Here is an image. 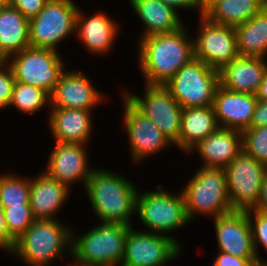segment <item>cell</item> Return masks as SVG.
<instances>
[{
	"instance_id": "cell-42",
	"label": "cell",
	"mask_w": 267,
	"mask_h": 266,
	"mask_svg": "<svg viewBox=\"0 0 267 266\" xmlns=\"http://www.w3.org/2000/svg\"><path fill=\"white\" fill-rule=\"evenodd\" d=\"M216 0H195L199 12L197 14H202L210 5H212Z\"/></svg>"
},
{
	"instance_id": "cell-40",
	"label": "cell",
	"mask_w": 267,
	"mask_h": 266,
	"mask_svg": "<svg viewBox=\"0 0 267 266\" xmlns=\"http://www.w3.org/2000/svg\"><path fill=\"white\" fill-rule=\"evenodd\" d=\"M253 210L267 213V171L264 176V180L261 187L259 201Z\"/></svg>"
},
{
	"instance_id": "cell-33",
	"label": "cell",
	"mask_w": 267,
	"mask_h": 266,
	"mask_svg": "<svg viewBox=\"0 0 267 266\" xmlns=\"http://www.w3.org/2000/svg\"><path fill=\"white\" fill-rule=\"evenodd\" d=\"M251 230L253 245L257 256V261L267 262L260 255L258 248L262 246L267 251V213L256 211L253 209L247 210Z\"/></svg>"
},
{
	"instance_id": "cell-46",
	"label": "cell",
	"mask_w": 267,
	"mask_h": 266,
	"mask_svg": "<svg viewBox=\"0 0 267 266\" xmlns=\"http://www.w3.org/2000/svg\"><path fill=\"white\" fill-rule=\"evenodd\" d=\"M5 62H6V60L0 54V66L3 65Z\"/></svg>"
},
{
	"instance_id": "cell-6",
	"label": "cell",
	"mask_w": 267,
	"mask_h": 266,
	"mask_svg": "<svg viewBox=\"0 0 267 266\" xmlns=\"http://www.w3.org/2000/svg\"><path fill=\"white\" fill-rule=\"evenodd\" d=\"M136 213L140 223L146 227L145 232L171 236L169 233H175L190 223L182 191L170 193L160 183L157 190L138 191Z\"/></svg>"
},
{
	"instance_id": "cell-15",
	"label": "cell",
	"mask_w": 267,
	"mask_h": 266,
	"mask_svg": "<svg viewBox=\"0 0 267 266\" xmlns=\"http://www.w3.org/2000/svg\"><path fill=\"white\" fill-rule=\"evenodd\" d=\"M87 145L55 142L50 150L47 166L44 169L50 176L71 189L81 181L83 189L92 174Z\"/></svg>"
},
{
	"instance_id": "cell-5",
	"label": "cell",
	"mask_w": 267,
	"mask_h": 266,
	"mask_svg": "<svg viewBox=\"0 0 267 266\" xmlns=\"http://www.w3.org/2000/svg\"><path fill=\"white\" fill-rule=\"evenodd\" d=\"M185 183L181 191L190 222L198 216L214 219L233 211L224 168L200 166Z\"/></svg>"
},
{
	"instance_id": "cell-30",
	"label": "cell",
	"mask_w": 267,
	"mask_h": 266,
	"mask_svg": "<svg viewBox=\"0 0 267 266\" xmlns=\"http://www.w3.org/2000/svg\"><path fill=\"white\" fill-rule=\"evenodd\" d=\"M16 173H0V204L30 206V177Z\"/></svg>"
},
{
	"instance_id": "cell-11",
	"label": "cell",
	"mask_w": 267,
	"mask_h": 266,
	"mask_svg": "<svg viewBox=\"0 0 267 266\" xmlns=\"http://www.w3.org/2000/svg\"><path fill=\"white\" fill-rule=\"evenodd\" d=\"M144 85L142 97L125 89L121 93L179 148L182 106L163 85Z\"/></svg>"
},
{
	"instance_id": "cell-13",
	"label": "cell",
	"mask_w": 267,
	"mask_h": 266,
	"mask_svg": "<svg viewBox=\"0 0 267 266\" xmlns=\"http://www.w3.org/2000/svg\"><path fill=\"white\" fill-rule=\"evenodd\" d=\"M123 118L122 128L126 131L130 146L132 162L141 164L149 157L164 151L174 145L161 132L158 126L141 113L122 93H121Z\"/></svg>"
},
{
	"instance_id": "cell-10",
	"label": "cell",
	"mask_w": 267,
	"mask_h": 266,
	"mask_svg": "<svg viewBox=\"0 0 267 266\" xmlns=\"http://www.w3.org/2000/svg\"><path fill=\"white\" fill-rule=\"evenodd\" d=\"M133 227L126 236L124 257L120 266H167L184 253L173 233L168 236L136 230Z\"/></svg>"
},
{
	"instance_id": "cell-31",
	"label": "cell",
	"mask_w": 267,
	"mask_h": 266,
	"mask_svg": "<svg viewBox=\"0 0 267 266\" xmlns=\"http://www.w3.org/2000/svg\"><path fill=\"white\" fill-rule=\"evenodd\" d=\"M242 148L267 167V126L250 127L242 132Z\"/></svg>"
},
{
	"instance_id": "cell-32",
	"label": "cell",
	"mask_w": 267,
	"mask_h": 266,
	"mask_svg": "<svg viewBox=\"0 0 267 266\" xmlns=\"http://www.w3.org/2000/svg\"><path fill=\"white\" fill-rule=\"evenodd\" d=\"M9 235L16 241L34 222L30 206H2Z\"/></svg>"
},
{
	"instance_id": "cell-14",
	"label": "cell",
	"mask_w": 267,
	"mask_h": 266,
	"mask_svg": "<svg viewBox=\"0 0 267 266\" xmlns=\"http://www.w3.org/2000/svg\"><path fill=\"white\" fill-rule=\"evenodd\" d=\"M198 20V34L193 35L194 57L220 71L238 56L235 29L214 23L202 14Z\"/></svg>"
},
{
	"instance_id": "cell-3",
	"label": "cell",
	"mask_w": 267,
	"mask_h": 266,
	"mask_svg": "<svg viewBox=\"0 0 267 266\" xmlns=\"http://www.w3.org/2000/svg\"><path fill=\"white\" fill-rule=\"evenodd\" d=\"M70 226L60 219L34 220L9 255L26 266H51L57 259L71 256Z\"/></svg>"
},
{
	"instance_id": "cell-27",
	"label": "cell",
	"mask_w": 267,
	"mask_h": 266,
	"mask_svg": "<svg viewBox=\"0 0 267 266\" xmlns=\"http://www.w3.org/2000/svg\"><path fill=\"white\" fill-rule=\"evenodd\" d=\"M234 29L238 55L267 59V5Z\"/></svg>"
},
{
	"instance_id": "cell-24",
	"label": "cell",
	"mask_w": 267,
	"mask_h": 266,
	"mask_svg": "<svg viewBox=\"0 0 267 266\" xmlns=\"http://www.w3.org/2000/svg\"><path fill=\"white\" fill-rule=\"evenodd\" d=\"M132 10L143 23L139 39L145 36L169 33L183 27L180 13L160 0H128Z\"/></svg>"
},
{
	"instance_id": "cell-12",
	"label": "cell",
	"mask_w": 267,
	"mask_h": 266,
	"mask_svg": "<svg viewBox=\"0 0 267 266\" xmlns=\"http://www.w3.org/2000/svg\"><path fill=\"white\" fill-rule=\"evenodd\" d=\"M224 171L232 209H253L259 201L267 167L242 150Z\"/></svg>"
},
{
	"instance_id": "cell-38",
	"label": "cell",
	"mask_w": 267,
	"mask_h": 266,
	"mask_svg": "<svg viewBox=\"0 0 267 266\" xmlns=\"http://www.w3.org/2000/svg\"><path fill=\"white\" fill-rule=\"evenodd\" d=\"M267 126V101L258 100L250 127H263Z\"/></svg>"
},
{
	"instance_id": "cell-9",
	"label": "cell",
	"mask_w": 267,
	"mask_h": 266,
	"mask_svg": "<svg viewBox=\"0 0 267 266\" xmlns=\"http://www.w3.org/2000/svg\"><path fill=\"white\" fill-rule=\"evenodd\" d=\"M59 52L43 48H26L9 57L14 79L26 85L37 86L52 93L65 64Z\"/></svg>"
},
{
	"instance_id": "cell-34",
	"label": "cell",
	"mask_w": 267,
	"mask_h": 266,
	"mask_svg": "<svg viewBox=\"0 0 267 266\" xmlns=\"http://www.w3.org/2000/svg\"><path fill=\"white\" fill-rule=\"evenodd\" d=\"M15 82L13 71L5 62L0 66V110L9 108Z\"/></svg>"
},
{
	"instance_id": "cell-39",
	"label": "cell",
	"mask_w": 267,
	"mask_h": 266,
	"mask_svg": "<svg viewBox=\"0 0 267 266\" xmlns=\"http://www.w3.org/2000/svg\"><path fill=\"white\" fill-rule=\"evenodd\" d=\"M167 6H170L171 8L175 9L177 12L178 10H194L199 11L197 8V5L195 3V0H160Z\"/></svg>"
},
{
	"instance_id": "cell-29",
	"label": "cell",
	"mask_w": 267,
	"mask_h": 266,
	"mask_svg": "<svg viewBox=\"0 0 267 266\" xmlns=\"http://www.w3.org/2000/svg\"><path fill=\"white\" fill-rule=\"evenodd\" d=\"M11 106L21 114H35L44 107L50 109V94L40 87L15 82L9 108Z\"/></svg>"
},
{
	"instance_id": "cell-18",
	"label": "cell",
	"mask_w": 267,
	"mask_h": 266,
	"mask_svg": "<svg viewBox=\"0 0 267 266\" xmlns=\"http://www.w3.org/2000/svg\"><path fill=\"white\" fill-rule=\"evenodd\" d=\"M80 8L76 18V35L90 55L103 56L109 54L114 47L115 40L121 33L120 23L110 18L104 11H96L91 14H85Z\"/></svg>"
},
{
	"instance_id": "cell-28",
	"label": "cell",
	"mask_w": 267,
	"mask_h": 266,
	"mask_svg": "<svg viewBox=\"0 0 267 266\" xmlns=\"http://www.w3.org/2000/svg\"><path fill=\"white\" fill-rule=\"evenodd\" d=\"M267 5V0H216L202 15L208 20L236 27L250 20Z\"/></svg>"
},
{
	"instance_id": "cell-19",
	"label": "cell",
	"mask_w": 267,
	"mask_h": 266,
	"mask_svg": "<svg viewBox=\"0 0 267 266\" xmlns=\"http://www.w3.org/2000/svg\"><path fill=\"white\" fill-rule=\"evenodd\" d=\"M257 101L254 94L233 92L219 85L212 105L219 127L240 132L250 128Z\"/></svg>"
},
{
	"instance_id": "cell-25",
	"label": "cell",
	"mask_w": 267,
	"mask_h": 266,
	"mask_svg": "<svg viewBox=\"0 0 267 266\" xmlns=\"http://www.w3.org/2000/svg\"><path fill=\"white\" fill-rule=\"evenodd\" d=\"M219 128L213 106L182 108L179 150L187 155Z\"/></svg>"
},
{
	"instance_id": "cell-37",
	"label": "cell",
	"mask_w": 267,
	"mask_h": 266,
	"mask_svg": "<svg viewBox=\"0 0 267 266\" xmlns=\"http://www.w3.org/2000/svg\"><path fill=\"white\" fill-rule=\"evenodd\" d=\"M16 241L9 235L5 223L4 209L0 204V250L8 255L14 250Z\"/></svg>"
},
{
	"instance_id": "cell-1",
	"label": "cell",
	"mask_w": 267,
	"mask_h": 266,
	"mask_svg": "<svg viewBox=\"0 0 267 266\" xmlns=\"http://www.w3.org/2000/svg\"><path fill=\"white\" fill-rule=\"evenodd\" d=\"M186 26L138 41V67L146 85H164L194 58L193 36Z\"/></svg>"
},
{
	"instance_id": "cell-22",
	"label": "cell",
	"mask_w": 267,
	"mask_h": 266,
	"mask_svg": "<svg viewBox=\"0 0 267 266\" xmlns=\"http://www.w3.org/2000/svg\"><path fill=\"white\" fill-rule=\"evenodd\" d=\"M266 60L238 55L219 71L220 86L233 92L256 95L267 71Z\"/></svg>"
},
{
	"instance_id": "cell-7",
	"label": "cell",
	"mask_w": 267,
	"mask_h": 266,
	"mask_svg": "<svg viewBox=\"0 0 267 266\" xmlns=\"http://www.w3.org/2000/svg\"><path fill=\"white\" fill-rule=\"evenodd\" d=\"M78 9L74 0H48L43 9L29 20L30 47L60 52L58 46L61 42L76 35Z\"/></svg>"
},
{
	"instance_id": "cell-4",
	"label": "cell",
	"mask_w": 267,
	"mask_h": 266,
	"mask_svg": "<svg viewBox=\"0 0 267 266\" xmlns=\"http://www.w3.org/2000/svg\"><path fill=\"white\" fill-rule=\"evenodd\" d=\"M132 226L99 222L78 236L71 230L70 259L86 266H120L125 239Z\"/></svg>"
},
{
	"instance_id": "cell-45",
	"label": "cell",
	"mask_w": 267,
	"mask_h": 266,
	"mask_svg": "<svg viewBox=\"0 0 267 266\" xmlns=\"http://www.w3.org/2000/svg\"><path fill=\"white\" fill-rule=\"evenodd\" d=\"M254 266H267V262L256 261V263L254 264Z\"/></svg>"
},
{
	"instance_id": "cell-26",
	"label": "cell",
	"mask_w": 267,
	"mask_h": 266,
	"mask_svg": "<svg viewBox=\"0 0 267 266\" xmlns=\"http://www.w3.org/2000/svg\"><path fill=\"white\" fill-rule=\"evenodd\" d=\"M29 20L8 5L0 10V54L7 60L29 48Z\"/></svg>"
},
{
	"instance_id": "cell-36",
	"label": "cell",
	"mask_w": 267,
	"mask_h": 266,
	"mask_svg": "<svg viewBox=\"0 0 267 266\" xmlns=\"http://www.w3.org/2000/svg\"><path fill=\"white\" fill-rule=\"evenodd\" d=\"M216 256L213 266H254L257 261V258H241L219 251Z\"/></svg>"
},
{
	"instance_id": "cell-43",
	"label": "cell",
	"mask_w": 267,
	"mask_h": 266,
	"mask_svg": "<svg viewBox=\"0 0 267 266\" xmlns=\"http://www.w3.org/2000/svg\"><path fill=\"white\" fill-rule=\"evenodd\" d=\"M9 5V0H0V10Z\"/></svg>"
},
{
	"instance_id": "cell-23",
	"label": "cell",
	"mask_w": 267,
	"mask_h": 266,
	"mask_svg": "<svg viewBox=\"0 0 267 266\" xmlns=\"http://www.w3.org/2000/svg\"><path fill=\"white\" fill-rule=\"evenodd\" d=\"M242 150V132L219 127L194 146L187 155L199 154L203 160L200 166L225 168Z\"/></svg>"
},
{
	"instance_id": "cell-16",
	"label": "cell",
	"mask_w": 267,
	"mask_h": 266,
	"mask_svg": "<svg viewBox=\"0 0 267 266\" xmlns=\"http://www.w3.org/2000/svg\"><path fill=\"white\" fill-rule=\"evenodd\" d=\"M104 92L96 89L91 78L80 70L66 68L50 94V108H75L91 110L105 99Z\"/></svg>"
},
{
	"instance_id": "cell-8",
	"label": "cell",
	"mask_w": 267,
	"mask_h": 266,
	"mask_svg": "<svg viewBox=\"0 0 267 266\" xmlns=\"http://www.w3.org/2000/svg\"><path fill=\"white\" fill-rule=\"evenodd\" d=\"M219 85V71L194 57L163 86L182 108H189L212 106Z\"/></svg>"
},
{
	"instance_id": "cell-17",
	"label": "cell",
	"mask_w": 267,
	"mask_h": 266,
	"mask_svg": "<svg viewBox=\"0 0 267 266\" xmlns=\"http://www.w3.org/2000/svg\"><path fill=\"white\" fill-rule=\"evenodd\" d=\"M219 252L257 258L247 211L233 210L213 219Z\"/></svg>"
},
{
	"instance_id": "cell-44",
	"label": "cell",
	"mask_w": 267,
	"mask_h": 266,
	"mask_svg": "<svg viewBox=\"0 0 267 266\" xmlns=\"http://www.w3.org/2000/svg\"><path fill=\"white\" fill-rule=\"evenodd\" d=\"M73 262V264L72 263H69V264H67L66 266H86V265H84V264H81V263H78V262H76V261H74V260H72Z\"/></svg>"
},
{
	"instance_id": "cell-41",
	"label": "cell",
	"mask_w": 267,
	"mask_h": 266,
	"mask_svg": "<svg viewBox=\"0 0 267 266\" xmlns=\"http://www.w3.org/2000/svg\"><path fill=\"white\" fill-rule=\"evenodd\" d=\"M256 97L258 100L267 101V71L264 75L263 81L260 84Z\"/></svg>"
},
{
	"instance_id": "cell-2",
	"label": "cell",
	"mask_w": 267,
	"mask_h": 266,
	"mask_svg": "<svg viewBox=\"0 0 267 266\" xmlns=\"http://www.w3.org/2000/svg\"><path fill=\"white\" fill-rule=\"evenodd\" d=\"M84 191L99 222L133 226L139 189L123 175L96 167Z\"/></svg>"
},
{
	"instance_id": "cell-35",
	"label": "cell",
	"mask_w": 267,
	"mask_h": 266,
	"mask_svg": "<svg viewBox=\"0 0 267 266\" xmlns=\"http://www.w3.org/2000/svg\"><path fill=\"white\" fill-rule=\"evenodd\" d=\"M47 1L48 0H9V5L19 10L26 19L31 20L43 9Z\"/></svg>"
},
{
	"instance_id": "cell-20",
	"label": "cell",
	"mask_w": 267,
	"mask_h": 266,
	"mask_svg": "<svg viewBox=\"0 0 267 266\" xmlns=\"http://www.w3.org/2000/svg\"><path fill=\"white\" fill-rule=\"evenodd\" d=\"M72 189L43 170L30 178V207L35 220L55 219L65 206ZM58 213V214H57Z\"/></svg>"
},
{
	"instance_id": "cell-21",
	"label": "cell",
	"mask_w": 267,
	"mask_h": 266,
	"mask_svg": "<svg viewBox=\"0 0 267 266\" xmlns=\"http://www.w3.org/2000/svg\"><path fill=\"white\" fill-rule=\"evenodd\" d=\"M48 124L55 142L88 145L93 134V111L50 108Z\"/></svg>"
}]
</instances>
